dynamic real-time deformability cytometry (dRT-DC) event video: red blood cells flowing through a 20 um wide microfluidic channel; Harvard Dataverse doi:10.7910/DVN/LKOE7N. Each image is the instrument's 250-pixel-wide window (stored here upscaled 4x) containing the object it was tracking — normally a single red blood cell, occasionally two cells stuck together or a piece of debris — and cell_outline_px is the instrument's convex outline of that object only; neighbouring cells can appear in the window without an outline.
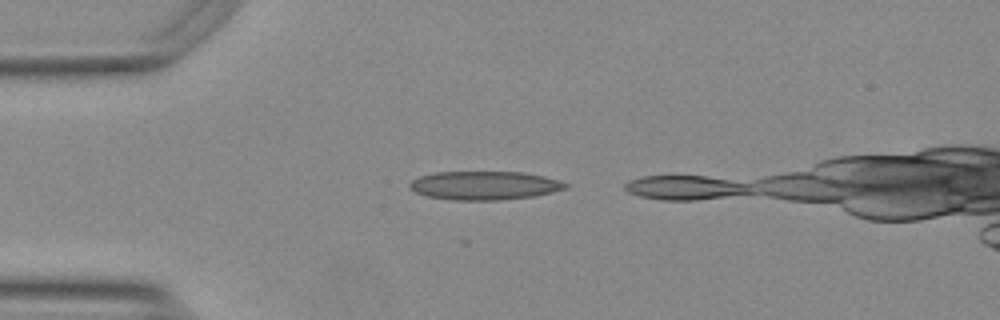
{"species": "Egyptian fruit bat (a non-hibernating species)", "species_latin": "Rousettus aegyptiacus", "temperature_condition": "warm", "stored_images_in_passage": 5, "camera_frame_rate_fps": 3000, "um_per_image_px": 0.085, "animal": {"sex": "female"}, "frame": {"image": 1, "passage_image": 2, "time_ms": 0.333, "image_size_px": [1000, 320], "cell_outline_px": [[568, 188], [552, 192], [532, 196], [500, 200], [456, 200], [428, 196], [416, 192], [408, 184], [412, 180], [420, 176], [436, 172], [524, 172], [544, 176], [568, 184]], "centroid_in_image_um": [41.19, 15.76], "position_along_channel_um": 43.8, "area_um2": 25.72}}